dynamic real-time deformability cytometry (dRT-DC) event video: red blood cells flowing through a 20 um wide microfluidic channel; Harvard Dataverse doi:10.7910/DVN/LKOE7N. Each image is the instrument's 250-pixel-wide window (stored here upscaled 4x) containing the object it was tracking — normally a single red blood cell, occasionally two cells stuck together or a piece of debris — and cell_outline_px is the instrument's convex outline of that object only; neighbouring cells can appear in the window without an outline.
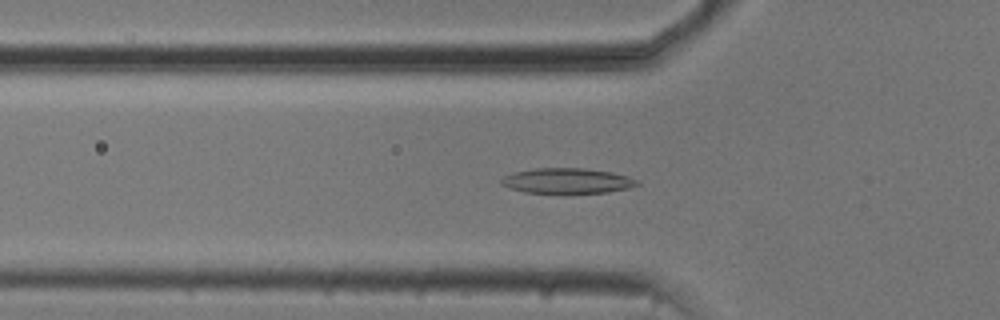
{"species": "common noctule bat (a hibernating species)", "species_latin": "Nyctalus noctula", "temperature_condition": "cold", "stored_images_in_passage": 41, "segment_of_instrument_passage": [1, 2], "camera_frame_rate_fps": 3000, "um_per_image_px": 0.085, "animal": {"sex": "male", "body_mass_g": 20.5, "forearm_length_mm": 52.5}, "frame": {"image": 1, "passage_image": 4, "time_ms": 1.0, "image_size_px": [1000, 320], "cell_outline_px": [[640, 184], [628, 188], [608, 192], [524, 192], [508, 188], [500, 184], [500, 180], [504, 176], [516, 172], [536, 168], [584, 168], [612, 172], [628, 176], [640, 180]], "centroid_in_image_um": [48.23, 15.36], "position_along_channel_um": 77.6, "area_um2": 19.83}}
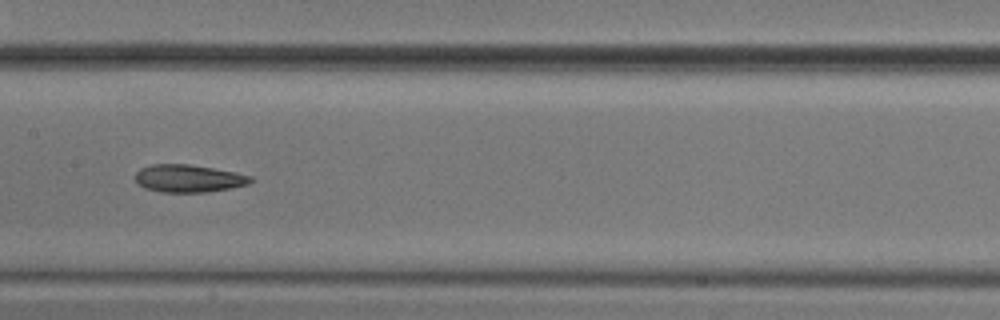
{"frame": {"image": 2, "passage_image": 13, "time_ms": 4.0, "image_size_px": [1000, 320], "cell_outline_px": [[252, 180], [248, 184], [232, 188], [208, 192], [160, 192], [144, 188], [136, 180], [136, 172], [140, 168], [152, 164], [188, 164], [236, 172], [252, 176]], "centroid_in_image_um": [16.03, 15.17], "position_along_channel_um": 191.4, "area_um2": 18.55}}
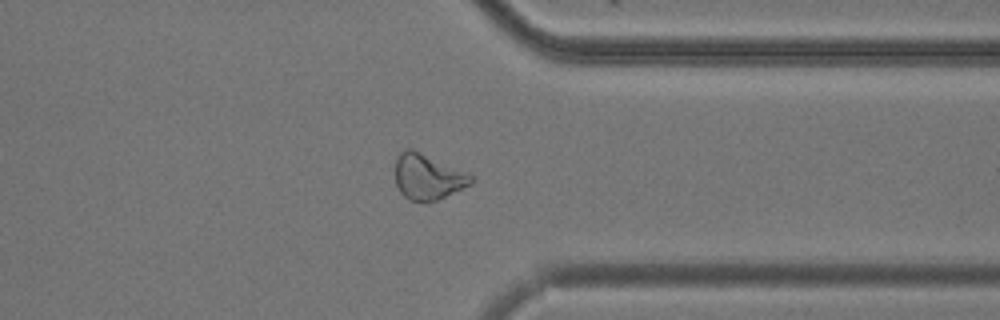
{"frame": {"image": 3, "passage_image": 28, "time_ms": 9.0, "image_size_px": [1000, 320], "cell_outline_px": [[472, 180], [468, 184], [436, 200], [408, 200], [400, 192], [396, 184], [396, 156], [404, 148], [412, 148], [472, 176]], "centroid_in_image_um": [36.26, 15.0], "position_along_channel_um": 375.1, "area_um2": 19.31}}